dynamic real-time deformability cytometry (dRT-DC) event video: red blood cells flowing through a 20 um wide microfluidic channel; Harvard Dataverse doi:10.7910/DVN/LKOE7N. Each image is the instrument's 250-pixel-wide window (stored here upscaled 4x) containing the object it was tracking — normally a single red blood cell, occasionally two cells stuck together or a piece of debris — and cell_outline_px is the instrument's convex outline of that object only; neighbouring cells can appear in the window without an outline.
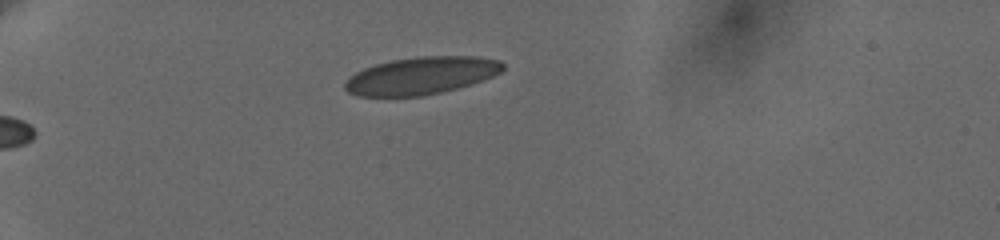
{"species": "human", "species_latin": "Homo sapiens", "temperature_condition": "cold", "stored_images_in_passage": 20, "camera_frame_rate_fps": 3000, "um_per_image_px": 0.085, "donor": {"sex": "female"}, "frame": {"image": 1, "passage_image": 1, "time_ms": 0.0, "image_size_px": [1000, 240], "cell_outline_px": [[504, 68], [500, 72], [492, 76], [472, 84], [440, 92], [420, 96], [356, 96], [348, 92], [344, 88], [344, 84], [356, 72], [364, 68], [376, 64], [392, 60], [416, 56], [480, 56], [500, 60], [504, 64]], "centroid_in_image_um": [35.83, 6.42], "position_along_channel_um": 49.2, "area_um2": 34.39}}
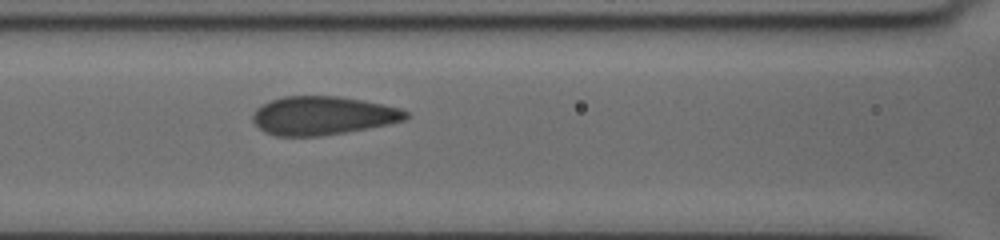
{"frame": {"image": 2, "passage_image": 13, "time_ms": 3.667, "image_size_px": [1000, 240], "cell_outline_px": [[408, 116], [404, 120], [388, 124], [344, 132], [320, 136], [276, 136], [264, 132], [252, 120], [252, 112], [256, 108], [272, 100], [284, 96], [340, 96], [400, 108], [408, 112]], "centroid_in_image_um": [27.39, 9.83], "position_along_channel_um": 139.2, "area_um2": 34.1}}
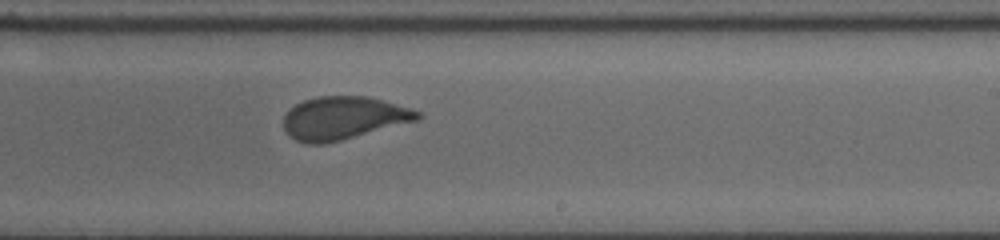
{"frame": {"image": 3, "passage_image": 20, "time_ms": 7.0, "image_size_px": [1000, 240], "cell_outline_px": [[424, 116], [420, 120], [324, 144], [308, 144], [296, 140], [288, 136], [284, 128], [284, 116], [296, 104], [304, 100], [316, 96], [368, 96], [384, 100], [424, 112]], "centroid_in_image_um": [29.24, 10.03], "position_along_channel_um": 259.8, "area_um2": 33.76}}